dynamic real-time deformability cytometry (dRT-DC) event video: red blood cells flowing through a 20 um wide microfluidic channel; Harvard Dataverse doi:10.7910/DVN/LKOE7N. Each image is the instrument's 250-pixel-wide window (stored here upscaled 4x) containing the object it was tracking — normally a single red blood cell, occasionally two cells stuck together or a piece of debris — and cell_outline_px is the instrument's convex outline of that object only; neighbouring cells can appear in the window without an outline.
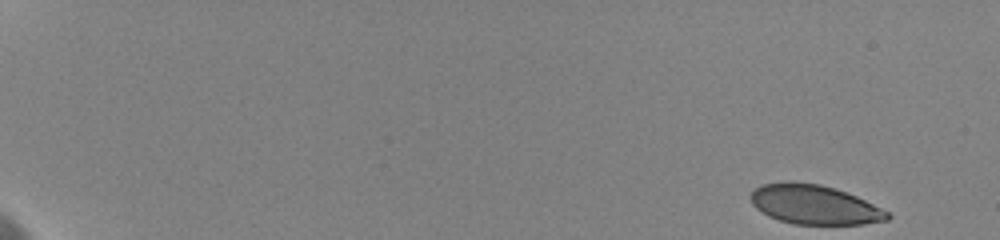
{"species": "human", "species_latin": "Homo sapiens", "temperature_condition": "cold", "stored_images_in_passage": 49, "camera_frame_rate_fps": 3000, "um_per_image_px": 0.085, "donor": {"sex": "female"}, "frame": {"image": 1, "passage_image": 1, "time_ms": 0.0, "image_size_px": [1000, 240], "cell_outline_px": [[892, 216], [888, 220], [864, 224], [792, 224], [768, 216], [756, 208], [752, 204], [752, 192], [756, 188], [764, 184], [792, 180], [820, 184], [856, 196], [888, 212]], "centroid_in_image_um": [69.21, 17.39], "position_along_channel_um": 15.8, "area_um2": 31.15}}
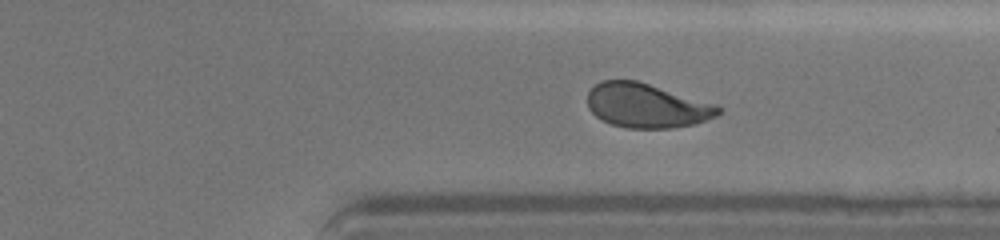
{"frame": {"image": 2, "passage_image": 39, "time_ms": 14.667, "image_size_px": [1000, 240], "cell_outline_px": [[724, 108], [716, 116], [692, 124], [672, 128], [624, 128], [612, 124], [596, 116], [588, 108], [588, 92], [600, 80], [636, 80], [716, 104]], "centroid_in_image_um": [54.96, 8.97], "position_along_channel_um": 356.4, "area_um2": 33.58}}
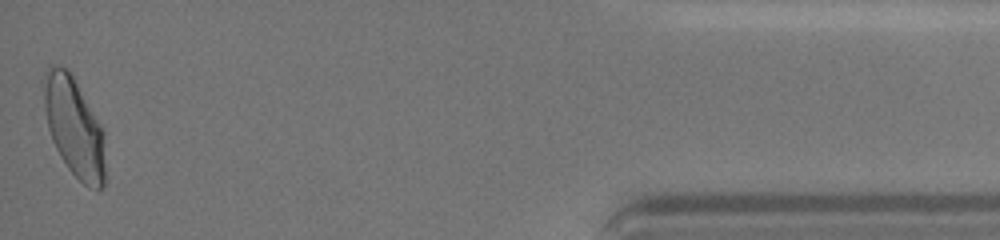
{"frame": {"image": 3, "passage_image": 49, "time_ms": 18.333, "image_size_px": [1000, 240], "cell_outline_px": [[104, 184], [100, 188], [96, 188], [84, 184], [68, 168], [60, 156], [52, 140], [48, 128], [44, 108], [40, 80], [48, 64], [56, 64], [68, 68], [72, 72], [100, 124], [104, 132]], "centroid_in_image_um": [6.24, 10.66], "position_along_channel_um": 429.0, "area_um2": 36.07}, "authors_computed_cell_mechanics": {"area_um2": 33.9286, "velocity_mm_per_s": 3.5784, "shape_relaxation_time_tau1_ms": 4.7799, "shape_relaxation_time_tau2_ms": 0.8348, "deformation_change_tau1": 0.1448, "deformation_change_tau2": 0.0452}}